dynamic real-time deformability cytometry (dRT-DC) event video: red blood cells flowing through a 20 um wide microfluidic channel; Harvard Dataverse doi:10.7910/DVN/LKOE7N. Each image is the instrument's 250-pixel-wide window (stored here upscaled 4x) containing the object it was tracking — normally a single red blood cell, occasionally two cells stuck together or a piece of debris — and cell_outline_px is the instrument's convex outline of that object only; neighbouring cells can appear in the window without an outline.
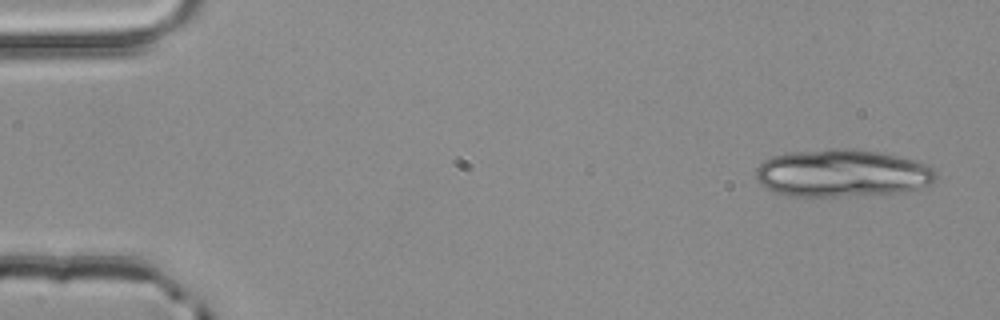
{"species": "common noctule bat (a hibernating species)", "species_latin": "Nyctalus noctula", "temperature_condition": "room temperature", "stored_images_in_passage": 4, "camera_frame_rate_fps": 3000, "um_per_image_px": 0.085, "animal": {"sex": "male", "body_mass_g": 20.4}, "frame": {"image": 1, "passage_image": 1, "time_ms": 0.0, "image_size_px": [1000, 320], "cell_outline_px": [[940, 176], [936, 180], [928, 184], [904, 192], [844, 196], [788, 196], [772, 192], [760, 184], [756, 180], [756, 168], [764, 160], [772, 156], [792, 152], [832, 148], [852, 148], [880, 152], [928, 164]], "centroid_in_image_um": [71.56, 14.72], "position_along_channel_um": 13.4, "area_um2": 50.17}}